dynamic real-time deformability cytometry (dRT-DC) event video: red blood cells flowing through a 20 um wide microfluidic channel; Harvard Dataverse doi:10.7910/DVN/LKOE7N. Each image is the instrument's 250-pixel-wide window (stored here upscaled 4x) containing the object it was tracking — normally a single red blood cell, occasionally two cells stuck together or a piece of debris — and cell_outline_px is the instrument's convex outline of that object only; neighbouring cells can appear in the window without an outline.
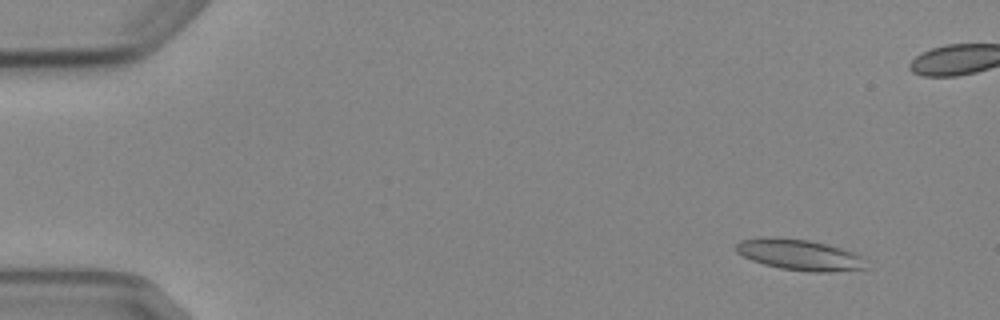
{"species": "Egyptian fruit bat (a non-hibernating species)", "species_latin": "Rousettus aegyptiacus", "temperature_condition": "cold", "stored_images_in_passage": 6, "camera_frame_rate_fps": 3000, "um_per_image_px": 0.085, "animal": {"sex": "female"}, "frame": {"image": 1, "passage_image": 2, "time_ms": 1.0, "image_size_px": [1000, 320], "cell_outline_px": [[868, 268], [828, 272], [808, 272], [780, 268], [764, 264], [752, 260], [736, 252], [736, 244], [740, 240], [764, 236], [808, 240], [840, 248], [852, 252], [860, 256]], "centroid_in_image_um": [67.91, 21.66], "position_along_channel_um": 17.1, "area_um2": 23.18}}
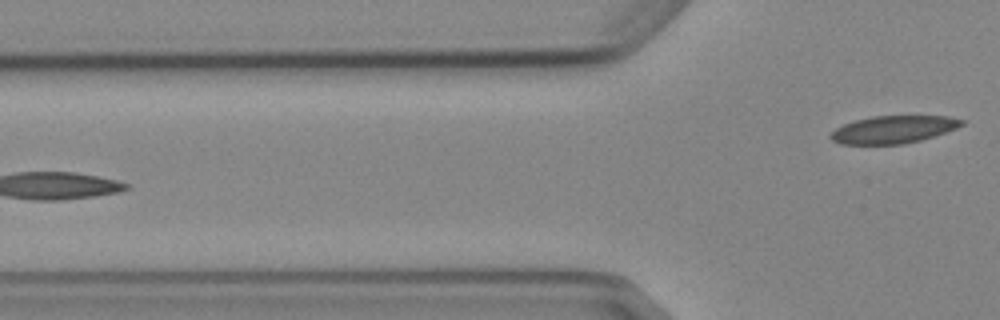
{"frame": {"image": 2, "passage_image": 6, "time_ms": 6.667, "image_size_px": [1000, 320], "cell_outline_px": [[964, 124], [956, 128], [920, 140], [904, 144], [840, 144], [832, 140], [828, 136], [836, 128], [844, 124], [856, 120], [872, 116], [948, 116], [964, 120]], "centroid_in_image_um": [75.91, 11.0], "position_along_channel_um": 49.9, "area_um2": 20.87}}